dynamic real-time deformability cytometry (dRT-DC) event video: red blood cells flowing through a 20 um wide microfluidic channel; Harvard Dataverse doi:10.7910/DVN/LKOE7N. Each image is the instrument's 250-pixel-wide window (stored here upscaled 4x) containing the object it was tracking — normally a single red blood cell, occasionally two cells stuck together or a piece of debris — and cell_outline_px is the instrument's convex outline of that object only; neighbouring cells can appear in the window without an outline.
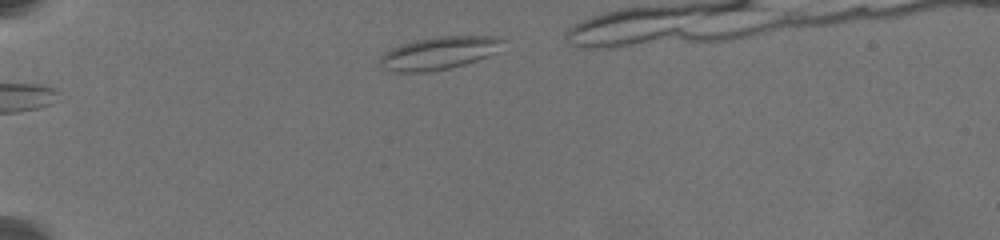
{"species": "common noctule bat (a hibernating species)", "species_latin": "Nyctalus noctula", "temperature_condition": "warm", "stored_images_in_passage": 9, "segment_of_instrument_passage": [1, 2], "camera_frame_rate_fps": 3000, "um_per_image_px": 0.085, "animal": {"sex": "female", "body_mass_g": 19.5, "forearm_length_mm": 54.1}, "frame": {"image": 1, "passage_image": 1, "time_ms": 0.0, "image_size_px": [1000, 240], "cell_outline_px": [[508, 36], [496, 52], [488, 56], [464, 64], [448, 68], [428, 72], [396, 72], [384, 68], [380, 64], [380, 56], [384, 52], [400, 44], [416, 40], [436, 36]], "centroid_in_image_um": [37.34, 4.49], "position_along_channel_um": 47.7, "area_um2": 23.52}}
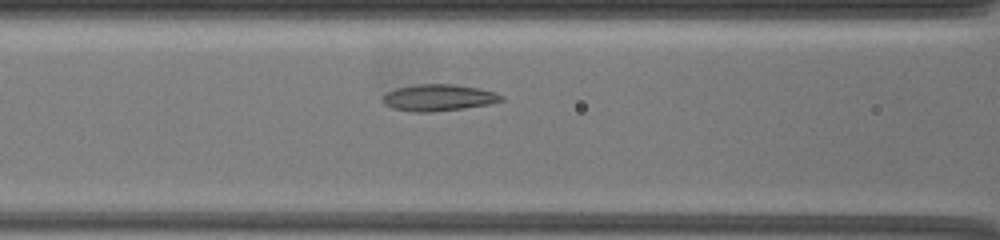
{"frame": {"image": 2, "passage_image": 6, "time_ms": 3.667, "image_size_px": [1000, 240], "cell_outline_px": [[504, 100], [488, 104], [464, 108], [432, 112], [412, 112], [392, 108], [384, 104], [380, 100], [380, 96], [384, 92], [396, 88], [412, 84], [452, 84], [480, 88], [504, 96]], "centroid_in_image_um": [37.18, 8.29], "position_along_channel_um": 129.4, "area_um2": 18.67}}
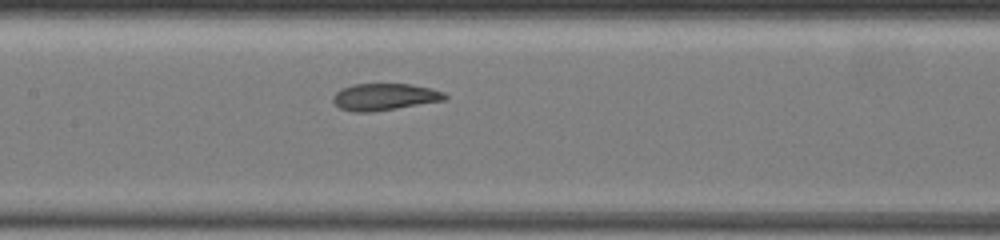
{"frame": {"image": 3, "passage_image": 8, "time_ms": 5.0, "image_size_px": [1000, 240], "cell_outline_px": [[448, 96], [444, 100], [372, 112], [352, 112], [340, 108], [332, 100], [332, 96], [340, 88], [352, 84], [408, 84], [432, 88], [444, 92]], "centroid_in_image_um": [32.65, 8.23], "position_along_channel_um": 174.8, "area_um2": 17.51}}